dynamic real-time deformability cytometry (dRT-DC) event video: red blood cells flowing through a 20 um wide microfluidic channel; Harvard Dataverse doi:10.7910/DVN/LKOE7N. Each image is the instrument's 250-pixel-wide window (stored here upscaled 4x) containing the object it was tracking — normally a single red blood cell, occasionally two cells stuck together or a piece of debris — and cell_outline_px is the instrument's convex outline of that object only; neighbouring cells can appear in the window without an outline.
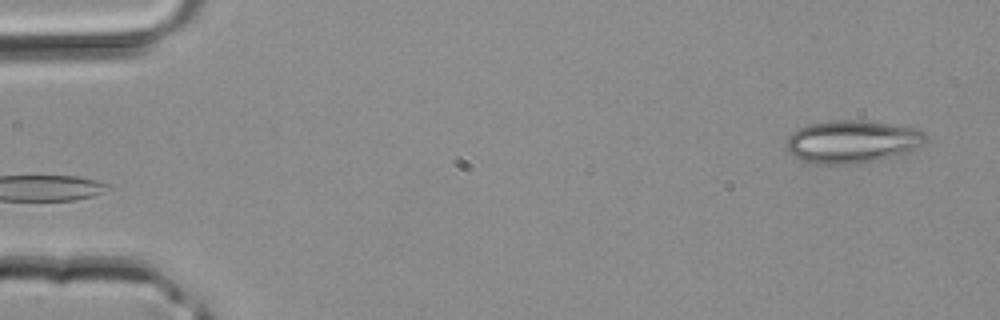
{"species": "common noctule bat (a hibernating species)", "species_latin": "Nyctalus noctula", "temperature_condition": "room temperature", "stored_images_in_passage": 41, "camera_frame_rate_fps": 3000, "um_per_image_px": 0.085, "animal": {"sex": "male", "body_mass_g": 20.4}, "frame": {"image": 1, "passage_image": 1, "time_ms": 0.0, "image_size_px": [1000, 320], "cell_outline_px": [[928, 140], [916, 148], [900, 156], [876, 160], [848, 164], [816, 164], [800, 160], [788, 148], [784, 140], [792, 132], [808, 124], [828, 120], [860, 120], [892, 124], [916, 128], [924, 132], [928, 136]], "centroid_in_image_um": [72.47, 12.03], "position_along_channel_um": 12.5, "area_um2": 34.91}}
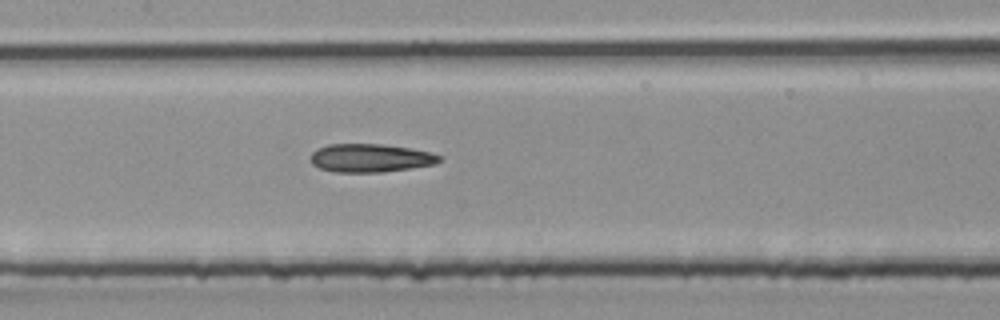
{"frame": {"image": 2, "passage_image": 19, "time_ms": 6.0, "image_size_px": [1000, 320], "cell_outline_px": [[440, 160], [436, 164], [384, 172], [332, 172], [320, 168], [312, 164], [312, 152], [316, 148], [328, 144], [380, 144], [408, 148], [432, 152], [440, 156]], "centroid_in_image_um": [31.47, 13.43], "position_along_channel_um": 175.9, "area_um2": 21.21}}
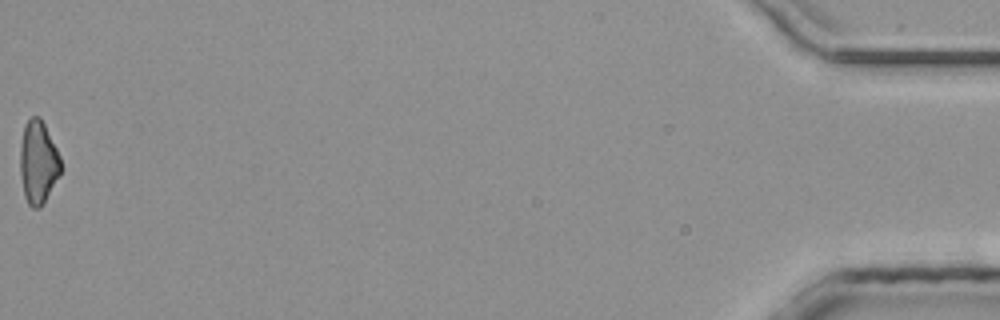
{"frame": {"image": 3, "passage_image": 41, "time_ms": 13.333, "image_size_px": [1000, 320], "cell_outline_px": [[60, 176], [40, 208], [32, 208], [28, 204], [24, 196], [20, 176], [20, 148], [24, 124], [32, 116], [40, 116], [60, 156]], "centroid_in_image_um": [3.23, 13.81], "position_along_channel_um": 432.0, "area_um2": 19.65}}